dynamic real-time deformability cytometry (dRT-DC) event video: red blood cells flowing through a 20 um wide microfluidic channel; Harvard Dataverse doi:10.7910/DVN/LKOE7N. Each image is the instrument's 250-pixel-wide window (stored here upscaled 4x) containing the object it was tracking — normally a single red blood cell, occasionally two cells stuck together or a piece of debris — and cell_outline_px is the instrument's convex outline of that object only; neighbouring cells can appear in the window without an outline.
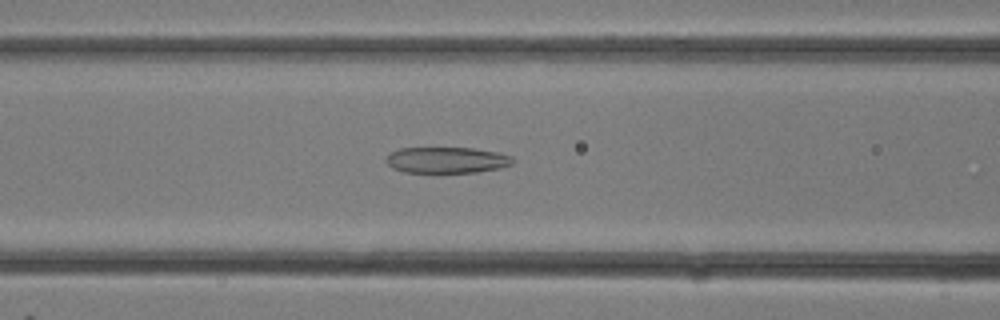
{"species": "common noctule bat (a hibernating species)", "species_latin": "Nyctalus noctula", "temperature_condition": "room temperature", "stored_images_in_passage": 31, "camera_frame_rate_fps": 3000, "um_per_image_px": 0.085, "animal": {"sex": "female"}, "frame": {"image": 1, "passage_image": 13, "time_ms": 4.0, "image_size_px": [1000, 320], "cell_outline_px": [[512, 164], [500, 168], [476, 172], [404, 172], [392, 168], [384, 160], [388, 152], [400, 148], [472, 148], [500, 152], [512, 156]], "centroid_in_image_um": [37.94, 13.59], "position_along_channel_um": 128.7, "area_um2": 19.36}}
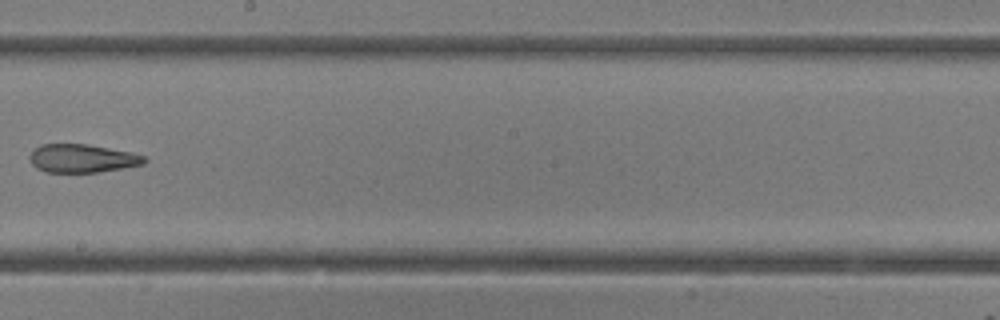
{"frame": {"image": 2, "passage_image": 18, "time_ms": 5.667, "image_size_px": [1000, 320], "cell_outline_px": [[148, 160], [144, 164], [124, 168], [100, 172], [44, 172], [36, 168], [32, 164], [28, 156], [40, 144], [88, 144], [132, 152], [144, 156]], "centroid_in_image_um": [7.0, 13.46], "position_along_channel_um": 241.2, "area_um2": 19.07}}
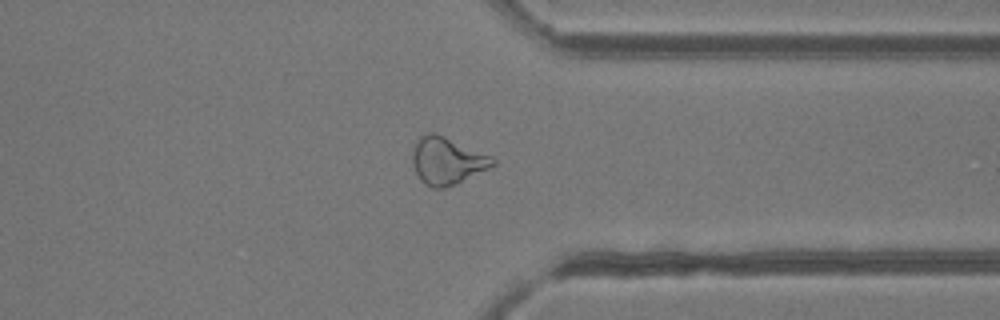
{"frame": {"image": 3, "passage_image": 24, "time_ms": 7.667, "image_size_px": [1000, 320], "cell_outline_px": [[496, 164], [456, 184], [444, 188], [432, 188], [424, 184], [420, 180], [412, 164], [412, 148], [420, 136], [428, 132], [436, 132], [492, 156], [496, 160]], "centroid_in_image_um": [37.97, 13.65], "position_along_channel_um": 373.4, "area_um2": 22.25}}